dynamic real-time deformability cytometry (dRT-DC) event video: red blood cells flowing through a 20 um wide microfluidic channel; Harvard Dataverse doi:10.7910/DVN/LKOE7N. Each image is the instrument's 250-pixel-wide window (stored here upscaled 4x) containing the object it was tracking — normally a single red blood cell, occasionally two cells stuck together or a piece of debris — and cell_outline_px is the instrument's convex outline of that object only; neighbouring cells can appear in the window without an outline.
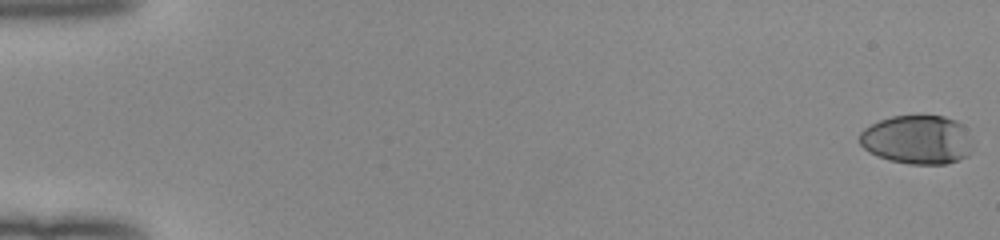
{"species": "human", "species_latin": "Homo sapiens", "temperature_condition": "room temperature", "stored_images_in_passage": 53, "camera_frame_rate_fps": 3000, "um_per_image_px": 0.085, "donor": {"sex": "female"}, "frame": {"image": 1, "passage_image": 1, "time_ms": 0.0, "image_size_px": [1000, 240], "cell_outline_px": [[972, 152], [968, 156], [948, 164], [908, 164], [888, 160], [876, 156], [868, 152], [860, 144], [860, 132], [864, 128], [880, 120], [892, 116], [924, 112], [944, 116], [956, 120], [964, 124], [972, 140]], "centroid_in_image_um": [78.01, 11.84], "position_along_channel_um": 7.0, "area_um2": 33.47}}
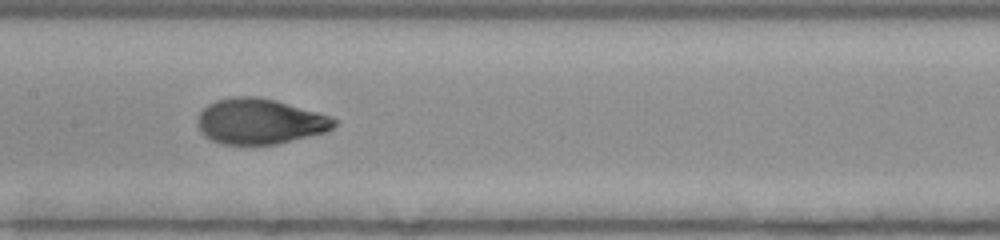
{"frame": {"image": 2, "passage_image": 28, "time_ms": 9.0, "image_size_px": [1000, 240], "cell_outline_px": [[336, 124], [328, 132], [276, 144], [224, 144], [212, 140], [204, 136], [200, 132], [196, 124], [196, 120], [200, 112], [208, 104], [216, 100], [236, 96], [256, 96], [276, 100], [316, 112], [328, 116], [336, 120]], "centroid_in_image_um": [22.05, 10.32], "position_along_channel_um": 185.4, "area_um2": 36.18}}
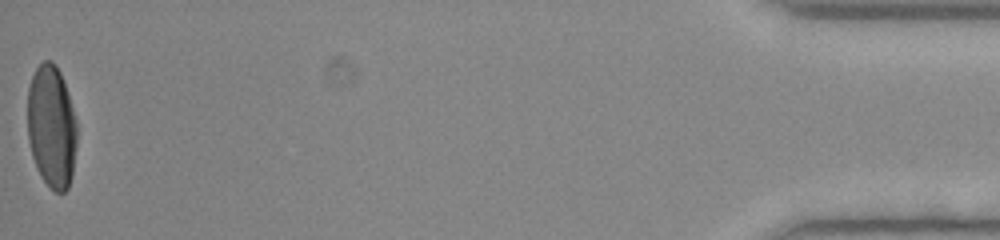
{"frame": {"image": 3, "passage_image": 53, "time_ms": 17.333, "image_size_px": [1000, 240], "cell_outline_px": [[76, 148], [72, 176], [68, 188], [64, 192], [56, 192], [48, 188], [40, 176], [36, 168], [32, 156], [28, 140], [28, 88], [32, 76], [36, 68], [44, 60], [52, 60], [56, 64], [60, 72], [76, 120]], "centroid_in_image_um": [4.37, 10.8], "position_along_channel_um": 430.8, "area_um2": 35.49}, "authors_computed_cell_mechanics": {"area_um2": 35.9516, "velocity_mm_per_s": 4.0209, "shape_relaxation_time_tau1_ms": 3.8194, "shape_relaxation_time_tau2_ms": null, "deformation_change_tau1": 0.213, "deformation_change_tau2": null}}